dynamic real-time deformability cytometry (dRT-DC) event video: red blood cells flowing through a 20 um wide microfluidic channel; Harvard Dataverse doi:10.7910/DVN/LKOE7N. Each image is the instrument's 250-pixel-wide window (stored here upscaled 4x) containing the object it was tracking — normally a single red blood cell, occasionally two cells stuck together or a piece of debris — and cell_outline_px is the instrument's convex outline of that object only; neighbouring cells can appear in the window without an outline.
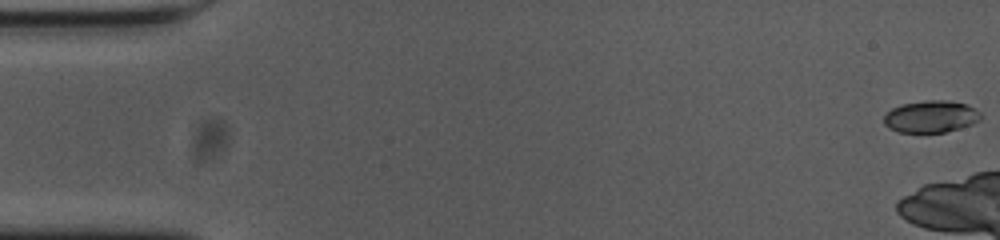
{"species": "common noctule bat (a hibernating species)", "species_latin": "Nyctalus noctula", "temperature_condition": "cold", "stored_images_in_passage": 11, "camera_frame_rate_fps": 3000, "um_per_image_px": 0.085, "animal": {"sex": "female", "body_mass_g": 23.0, "forearm_length_mm": 53.4}, "frame": {"image": 1, "passage_image": 1, "time_ms": 0.0, "image_size_px": [1000, 240], "cell_outline_px": [[980, 120], [972, 124], [960, 128], [944, 132], [900, 132], [888, 128], [884, 124], [884, 116], [892, 108], [900, 104], [924, 100], [944, 100], [964, 104], [980, 112]], "centroid_in_image_um": [79.09, 9.91], "position_along_channel_um": 5.9, "area_um2": 17.92}}